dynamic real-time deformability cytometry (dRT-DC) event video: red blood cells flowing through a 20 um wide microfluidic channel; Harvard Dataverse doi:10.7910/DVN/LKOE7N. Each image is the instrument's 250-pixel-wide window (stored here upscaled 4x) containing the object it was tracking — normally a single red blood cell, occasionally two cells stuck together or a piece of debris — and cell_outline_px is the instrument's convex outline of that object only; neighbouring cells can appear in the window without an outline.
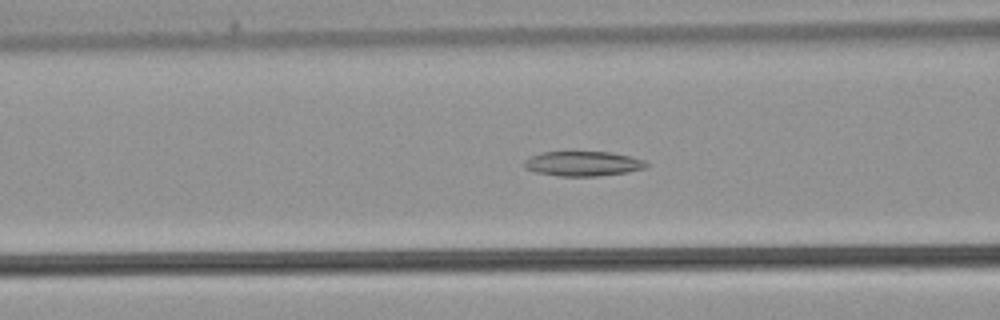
{"species": "common noctule bat (a hibernating species)", "species_latin": "Nyctalus noctula", "temperature_condition": "warm", "stored_images_in_passage": 32, "camera_frame_rate_fps": 3000, "um_per_image_px": 0.085, "animal": {"sex": "male", "body_mass_g": 21.5, "forearm_length_mm": 52.0}, "frame": {"image": 1, "passage_image": 5, "time_ms": 1.333, "image_size_px": [1000, 320], "cell_outline_px": [[648, 164], [644, 168], [628, 172], [600, 176], [560, 176], [536, 172], [524, 168], [524, 160], [540, 152], [572, 148], [608, 152], [628, 156], [644, 160]], "centroid_in_image_um": [49.48, 13.86], "position_along_channel_um": 117.1, "area_um2": 18.5}}
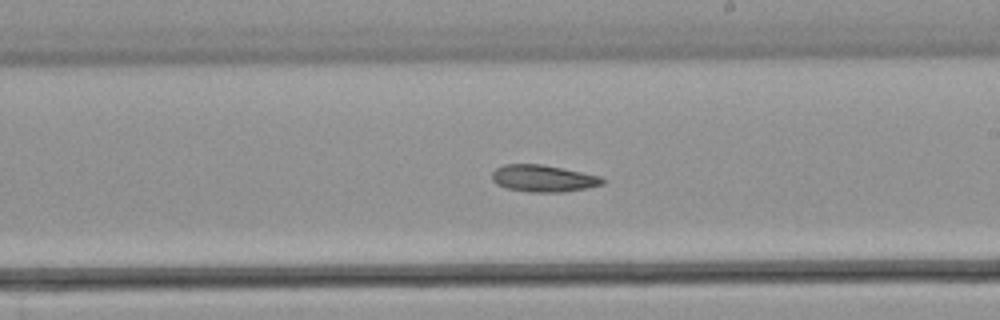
{"frame": {"image": 2, "passage_image": 13, "time_ms": 4.0, "image_size_px": [1000, 320], "cell_outline_px": [[608, 180], [604, 184], [588, 188], [564, 192], [528, 192], [504, 188], [496, 184], [492, 180], [492, 172], [496, 168], [504, 164], [540, 164], [600, 176]], "centroid_in_image_um": [46.17, 15.18], "position_along_channel_um": 242.8, "area_um2": 17.46}}
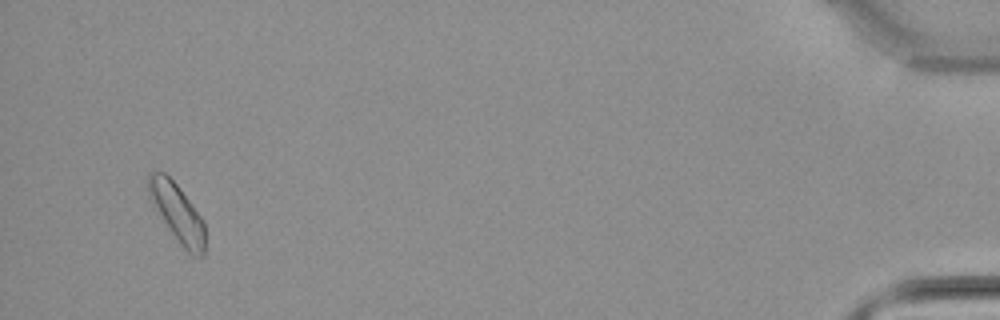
{"frame": {"image": 3, "passage_image": 30, "time_ms": 9.667, "image_size_px": [1000, 320], "cell_outline_px": [[204, 256], [200, 260], [192, 256], [184, 248], [168, 228], [148, 196], [148, 172], [164, 172], [176, 184], [204, 220]], "centroid_in_image_um": [15.08, 18.12], "position_along_channel_um": 420.1, "area_um2": 18.9}}